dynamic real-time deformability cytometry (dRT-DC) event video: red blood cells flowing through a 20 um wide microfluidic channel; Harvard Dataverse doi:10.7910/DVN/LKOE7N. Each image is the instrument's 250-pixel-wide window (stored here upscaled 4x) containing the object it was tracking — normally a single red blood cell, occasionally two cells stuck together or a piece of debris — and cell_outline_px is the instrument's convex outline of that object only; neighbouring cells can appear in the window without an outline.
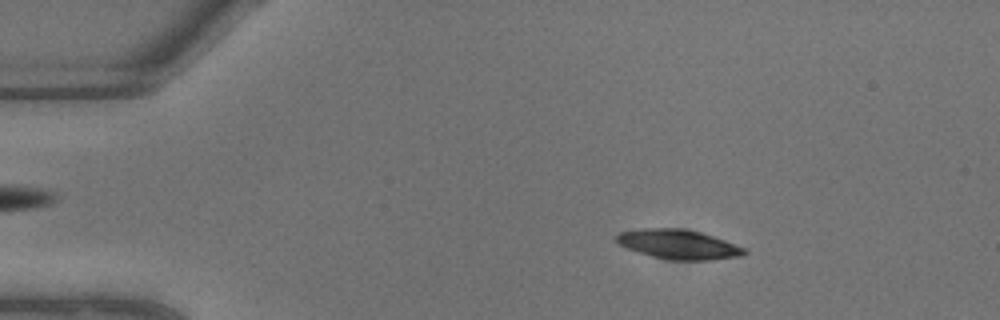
{"species": "common noctule bat (a hibernating species)", "species_latin": "Nyctalus noctula", "temperature_condition": "warm", "stored_images_in_passage": 6, "camera_frame_rate_fps": 3000, "um_per_image_px": 0.085, "animal": {"sex": "male", "body_mass_g": 13.3}, "frame": {"image": 1, "passage_image": 3, "time_ms": 0.667, "image_size_px": [1000, 320], "cell_outline_px": [[748, 252], [744, 256], [708, 260], [672, 260], [652, 256], [616, 244], [616, 236], [620, 232], [640, 228], [680, 228], [700, 232], [748, 248]], "centroid_in_image_um": [57.7, 20.77], "position_along_channel_um": 27.3, "area_um2": 22.02}}
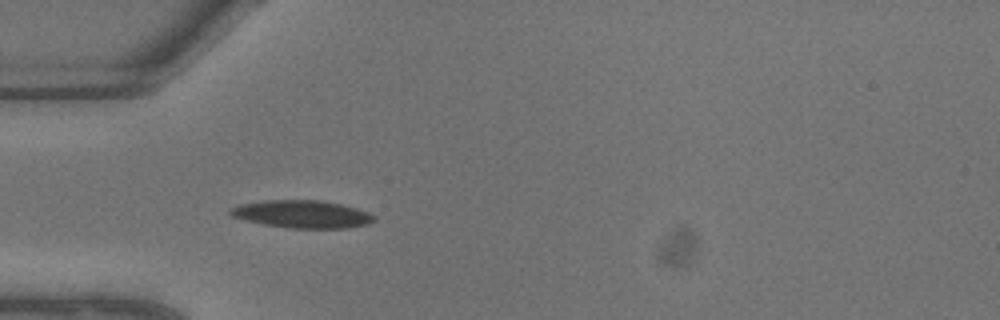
{"frame": {"image": 2, "passage_image": 6, "time_ms": 1.667, "image_size_px": [1000, 320], "cell_outline_px": [[376, 220], [368, 224], [348, 228], [288, 228], [264, 224], [244, 220], [232, 216], [228, 212], [228, 208], [240, 204], [264, 200], [320, 200], [340, 204], [356, 208], [368, 212], [376, 216]], "centroid_in_image_um": [25.67, 18.2], "position_along_channel_um": 59.3, "area_um2": 23.29}}